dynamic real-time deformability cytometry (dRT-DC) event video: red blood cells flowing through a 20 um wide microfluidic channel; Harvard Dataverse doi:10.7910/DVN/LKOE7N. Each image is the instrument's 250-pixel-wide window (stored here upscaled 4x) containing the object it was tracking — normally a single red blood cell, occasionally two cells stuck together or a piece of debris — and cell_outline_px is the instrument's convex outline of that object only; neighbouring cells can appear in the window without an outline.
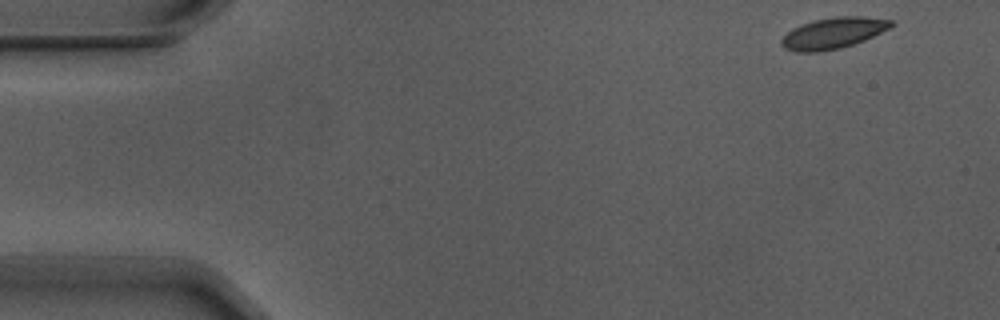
{"species": "Egyptian fruit bat (a non-hibernating species)", "species_latin": "Rousettus aegyptiacus", "temperature_condition": "warm", "stored_images_in_passage": 5, "camera_frame_rate_fps": 3000, "um_per_image_px": 0.085, "animal": {"sex": "male"}, "frame": {"image": 1, "passage_image": 1, "time_ms": 0.0, "image_size_px": [1000, 320], "cell_outline_px": [[896, 24], [864, 40], [840, 48], [816, 52], [796, 52], [784, 48], [780, 44], [780, 40], [792, 28], [800, 24], [812, 20], [836, 16], [864, 16], [892, 20]], "centroid_in_image_um": [70.79, 2.8], "position_along_channel_um": 14.2, "area_um2": 19.88}}
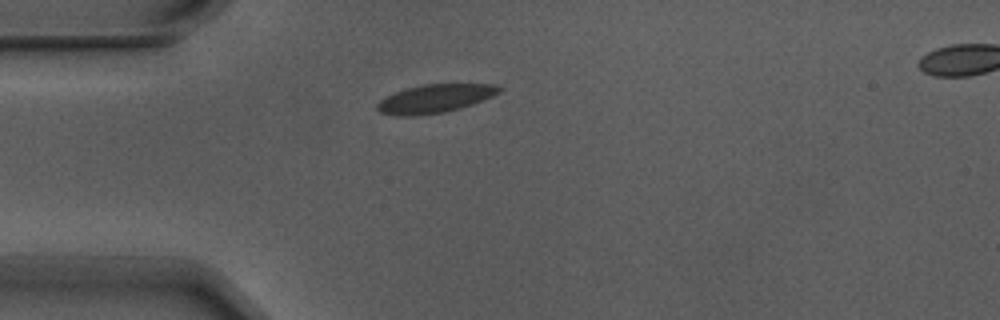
{"frame": {"image": 2, "passage_image": 4, "time_ms": 1.0, "image_size_px": [1000, 320], "cell_outline_px": [[504, 88], [500, 92], [492, 96], [472, 104], [460, 108], [444, 112], [412, 116], [400, 116], [380, 112], [376, 108], [376, 104], [384, 96], [404, 88], [424, 84], [496, 84]], "centroid_in_image_um": [36.95, 8.37], "position_along_channel_um": 48.0, "area_um2": 20.29}}